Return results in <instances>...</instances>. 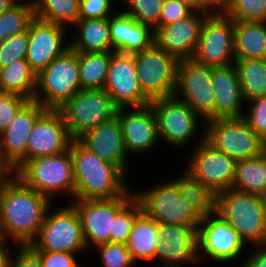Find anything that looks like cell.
Returning a JSON list of instances; mask_svg holds the SVG:
<instances>
[{
    "instance_id": "obj_3",
    "label": "cell",
    "mask_w": 266,
    "mask_h": 267,
    "mask_svg": "<svg viewBox=\"0 0 266 267\" xmlns=\"http://www.w3.org/2000/svg\"><path fill=\"white\" fill-rule=\"evenodd\" d=\"M15 175L29 188L46 196L51 202L64 194L73 201L75 181L70 149L55 155L42 156L26 161ZM57 193V194H56Z\"/></svg>"
},
{
    "instance_id": "obj_43",
    "label": "cell",
    "mask_w": 266,
    "mask_h": 267,
    "mask_svg": "<svg viewBox=\"0 0 266 267\" xmlns=\"http://www.w3.org/2000/svg\"><path fill=\"white\" fill-rule=\"evenodd\" d=\"M28 101L17 94L0 93V134Z\"/></svg>"
},
{
    "instance_id": "obj_45",
    "label": "cell",
    "mask_w": 266,
    "mask_h": 267,
    "mask_svg": "<svg viewBox=\"0 0 266 267\" xmlns=\"http://www.w3.org/2000/svg\"><path fill=\"white\" fill-rule=\"evenodd\" d=\"M194 12L181 0L164 1L159 18V26H166L185 19Z\"/></svg>"
},
{
    "instance_id": "obj_28",
    "label": "cell",
    "mask_w": 266,
    "mask_h": 267,
    "mask_svg": "<svg viewBox=\"0 0 266 267\" xmlns=\"http://www.w3.org/2000/svg\"><path fill=\"white\" fill-rule=\"evenodd\" d=\"M235 59H266V22L234 21Z\"/></svg>"
},
{
    "instance_id": "obj_6",
    "label": "cell",
    "mask_w": 266,
    "mask_h": 267,
    "mask_svg": "<svg viewBox=\"0 0 266 267\" xmlns=\"http://www.w3.org/2000/svg\"><path fill=\"white\" fill-rule=\"evenodd\" d=\"M66 205V206H65ZM50 206L37 238L30 244L36 251L84 253L88 251L79 214L69 203ZM52 211V212H51Z\"/></svg>"
},
{
    "instance_id": "obj_52",
    "label": "cell",
    "mask_w": 266,
    "mask_h": 267,
    "mask_svg": "<svg viewBox=\"0 0 266 267\" xmlns=\"http://www.w3.org/2000/svg\"><path fill=\"white\" fill-rule=\"evenodd\" d=\"M7 246H10V245H8V240L6 238V235L3 229V218H2V211H1V206H0V248L7 247Z\"/></svg>"
},
{
    "instance_id": "obj_56",
    "label": "cell",
    "mask_w": 266,
    "mask_h": 267,
    "mask_svg": "<svg viewBox=\"0 0 266 267\" xmlns=\"http://www.w3.org/2000/svg\"><path fill=\"white\" fill-rule=\"evenodd\" d=\"M263 155L266 157V140L264 141L263 145Z\"/></svg>"
},
{
    "instance_id": "obj_9",
    "label": "cell",
    "mask_w": 266,
    "mask_h": 267,
    "mask_svg": "<svg viewBox=\"0 0 266 267\" xmlns=\"http://www.w3.org/2000/svg\"><path fill=\"white\" fill-rule=\"evenodd\" d=\"M142 211L157 223L175 224L198 228L202 217L182 197L178 187L171 181H160L153 187L134 192Z\"/></svg>"
},
{
    "instance_id": "obj_18",
    "label": "cell",
    "mask_w": 266,
    "mask_h": 267,
    "mask_svg": "<svg viewBox=\"0 0 266 267\" xmlns=\"http://www.w3.org/2000/svg\"><path fill=\"white\" fill-rule=\"evenodd\" d=\"M74 139L58 109H46L36 120L27 140L26 161L70 149Z\"/></svg>"
},
{
    "instance_id": "obj_21",
    "label": "cell",
    "mask_w": 266,
    "mask_h": 267,
    "mask_svg": "<svg viewBox=\"0 0 266 267\" xmlns=\"http://www.w3.org/2000/svg\"><path fill=\"white\" fill-rule=\"evenodd\" d=\"M197 229L191 226L158 223L159 242L155 260L163 264L157 267H183L198 263Z\"/></svg>"
},
{
    "instance_id": "obj_26",
    "label": "cell",
    "mask_w": 266,
    "mask_h": 267,
    "mask_svg": "<svg viewBox=\"0 0 266 267\" xmlns=\"http://www.w3.org/2000/svg\"><path fill=\"white\" fill-rule=\"evenodd\" d=\"M109 18L110 37L114 52L133 54L149 48L154 43V31L140 24L122 11Z\"/></svg>"
},
{
    "instance_id": "obj_41",
    "label": "cell",
    "mask_w": 266,
    "mask_h": 267,
    "mask_svg": "<svg viewBox=\"0 0 266 267\" xmlns=\"http://www.w3.org/2000/svg\"><path fill=\"white\" fill-rule=\"evenodd\" d=\"M28 49V31L9 37L0 42V68L10 63L26 59Z\"/></svg>"
},
{
    "instance_id": "obj_7",
    "label": "cell",
    "mask_w": 266,
    "mask_h": 267,
    "mask_svg": "<svg viewBox=\"0 0 266 267\" xmlns=\"http://www.w3.org/2000/svg\"><path fill=\"white\" fill-rule=\"evenodd\" d=\"M80 89L78 52L68 48L37 74L33 100L46 109H59Z\"/></svg>"
},
{
    "instance_id": "obj_34",
    "label": "cell",
    "mask_w": 266,
    "mask_h": 267,
    "mask_svg": "<svg viewBox=\"0 0 266 267\" xmlns=\"http://www.w3.org/2000/svg\"><path fill=\"white\" fill-rule=\"evenodd\" d=\"M115 52H78L81 89H103Z\"/></svg>"
},
{
    "instance_id": "obj_32",
    "label": "cell",
    "mask_w": 266,
    "mask_h": 267,
    "mask_svg": "<svg viewBox=\"0 0 266 267\" xmlns=\"http://www.w3.org/2000/svg\"><path fill=\"white\" fill-rule=\"evenodd\" d=\"M245 102L266 96V59H235Z\"/></svg>"
},
{
    "instance_id": "obj_29",
    "label": "cell",
    "mask_w": 266,
    "mask_h": 267,
    "mask_svg": "<svg viewBox=\"0 0 266 267\" xmlns=\"http://www.w3.org/2000/svg\"><path fill=\"white\" fill-rule=\"evenodd\" d=\"M157 233L158 223L142 211L137 216L126 242V247L136 264L140 262L138 260L147 263L155 261L156 246L160 241Z\"/></svg>"
},
{
    "instance_id": "obj_15",
    "label": "cell",
    "mask_w": 266,
    "mask_h": 267,
    "mask_svg": "<svg viewBox=\"0 0 266 267\" xmlns=\"http://www.w3.org/2000/svg\"><path fill=\"white\" fill-rule=\"evenodd\" d=\"M192 59L209 67L234 64V21L226 15H209Z\"/></svg>"
},
{
    "instance_id": "obj_53",
    "label": "cell",
    "mask_w": 266,
    "mask_h": 267,
    "mask_svg": "<svg viewBox=\"0 0 266 267\" xmlns=\"http://www.w3.org/2000/svg\"><path fill=\"white\" fill-rule=\"evenodd\" d=\"M20 0H0V15L5 11L11 9Z\"/></svg>"
},
{
    "instance_id": "obj_44",
    "label": "cell",
    "mask_w": 266,
    "mask_h": 267,
    "mask_svg": "<svg viewBox=\"0 0 266 267\" xmlns=\"http://www.w3.org/2000/svg\"><path fill=\"white\" fill-rule=\"evenodd\" d=\"M112 3L115 2L112 0H80L78 19L110 18L115 13Z\"/></svg>"
},
{
    "instance_id": "obj_24",
    "label": "cell",
    "mask_w": 266,
    "mask_h": 267,
    "mask_svg": "<svg viewBox=\"0 0 266 267\" xmlns=\"http://www.w3.org/2000/svg\"><path fill=\"white\" fill-rule=\"evenodd\" d=\"M84 148L99 158L116 165L126 176L129 173L121 123L116 116L112 120L84 132L76 139Z\"/></svg>"
},
{
    "instance_id": "obj_39",
    "label": "cell",
    "mask_w": 266,
    "mask_h": 267,
    "mask_svg": "<svg viewBox=\"0 0 266 267\" xmlns=\"http://www.w3.org/2000/svg\"><path fill=\"white\" fill-rule=\"evenodd\" d=\"M226 16L233 21L266 22V0H233Z\"/></svg>"
},
{
    "instance_id": "obj_20",
    "label": "cell",
    "mask_w": 266,
    "mask_h": 267,
    "mask_svg": "<svg viewBox=\"0 0 266 267\" xmlns=\"http://www.w3.org/2000/svg\"><path fill=\"white\" fill-rule=\"evenodd\" d=\"M117 117L121 123L128 156L148 153L160 142L157 120L150 104L119 108Z\"/></svg>"
},
{
    "instance_id": "obj_33",
    "label": "cell",
    "mask_w": 266,
    "mask_h": 267,
    "mask_svg": "<svg viewBox=\"0 0 266 267\" xmlns=\"http://www.w3.org/2000/svg\"><path fill=\"white\" fill-rule=\"evenodd\" d=\"M232 189L256 195L266 192V157L263 154L236 162Z\"/></svg>"
},
{
    "instance_id": "obj_31",
    "label": "cell",
    "mask_w": 266,
    "mask_h": 267,
    "mask_svg": "<svg viewBox=\"0 0 266 267\" xmlns=\"http://www.w3.org/2000/svg\"><path fill=\"white\" fill-rule=\"evenodd\" d=\"M181 171L179 177L171 178L180 195L186 197V201L202 218L216 213L217 195L185 170Z\"/></svg>"
},
{
    "instance_id": "obj_14",
    "label": "cell",
    "mask_w": 266,
    "mask_h": 267,
    "mask_svg": "<svg viewBox=\"0 0 266 267\" xmlns=\"http://www.w3.org/2000/svg\"><path fill=\"white\" fill-rule=\"evenodd\" d=\"M197 241L198 261L200 258L211 259L220 264L237 260L247 245L238 232L217 213L202 219L197 229Z\"/></svg>"
},
{
    "instance_id": "obj_42",
    "label": "cell",
    "mask_w": 266,
    "mask_h": 267,
    "mask_svg": "<svg viewBox=\"0 0 266 267\" xmlns=\"http://www.w3.org/2000/svg\"><path fill=\"white\" fill-rule=\"evenodd\" d=\"M244 119L264 141L266 140V96L246 102ZM249 105V106H248ZM249 107V108H248Z\"/></svg>"
},
{
    "instance_id": "obj_40",
    "label": "cell",
    "mask_w": 266,
    "mask_h": 267,
    "mask_svg": "<svg viewBox=\"0 0 266 267\" xmlns=\"http://www.w3.org/2000/svg\"><path fill=\"white\" fill-rule=\"evenodd\" d=\"M97 254L101 257L100 263L103 267H133L136 263L131 257L126 244L121 243H104L97 245Z\"/></svg>"
},
{
    "instance_id": "obj_11",
    "label": "cell",
    "mask_w": 266,
    "mask_h": 267,
    "mask_svg": "<svg viewBox=\"0 0 266 267\" xmlns=\"http://www.w3.org/2000/svg\"><path fill=\"white\" fill-rule=\"evenodd\" d=\"M132 55L144 96L150 102L172 97L176 86L179 60L154 43L149 48Z\"/></svg>"
},
{
    "instance_id": "obj_13",
    "label": "cell",
    "mask_w": 266,
    "mask_h": 267,
    "mask_svg": "<svg viewBox=\"0 0 266 267\" xmlns=\"http://www.w3.org/2000/svg\"><path fill=\"white\" fill-rule=\"evenodd\" d=\"M188 158L183 169L216 195L232 188L236 161L205 139L192 147Z\"/></svg>"
},
{
    "instance_id": "obj_38",
    "label": "cell",
    "mask_w": 266,
    "mask_h": 267,
    "mask_svg": "<svg viewBox=\"0 0 266 267\" xmlns=\"http://www.w3.org/2000/svg\"><path fill=\"white\" fill-rule=\"evenodd\" d=\"M142 212L140 201L133 196L116 214L110 242L126 244L137 216Z\"/></svg>"
},
{
    "instance_id": "obj_25",
    "label": "cell",
    "mask_w": 266,
    "mask_h": 267,
    "mask_svg": "<svg viewBox=\"0 0 266 267\" xmlns=\"http://www.w3.org/2000/svg\"><path fill=\"white\" fill-rule=\"evenodd\" d=\"M211 81L216 95L215 119L244 117L246 102L234 64L212 67Z\"/></svg>"
},
{
    "instance_id": "obj_27",
    "label": "cell",
    "mask_w": 266,
    "mask_h": 267,
    "mask_svg": "<svg viewBox=\"0 0 266 267\" xmlns=\"http://www.w3.org/2000/svg\"><path fill=\"white\" fill-rule=\"evenodd\" d=\"M75 33L70 48L75 52H114L109 18L78 19L72 26ZM79 29V30H78Z\"/></svg>"
},
{
    "instance_id": "obj_48",
    "label": "cell",
    "mask_w": 266,
    "mask_h": 267,
    "mask_svg": "<svg viewBox=\"0 0 266 267\" xmlns=\"http://www.w3.org/2000/svg\"><path fill=\"white\" fill-rule=\"evenodd\" d=\"M233 0H202V13L208 15H226Z\"/></svg>"
},
{
    "instance_id": "obj_35",
    "label": "cell",
    "mask_w": 266,
    "mask_h": 267,
    "mask_svg": "<svg viewBox=\"0 0 266 267\" xmlns=\"http://www.w3.org/2000/svg\"><path fill=\"white\" fill-rule=\"evenodd\" d=\"M36 18L70 28L79 17L80 0H33Z\"/></svg>"
},
{
    "instance_id": "obj_46",
    "label": "cell",
    "mask_w": 266,
    "mask_h": 267,
    "mask_svg": "<svg viewBox=\"0 0 266 267\" xmlns=\"http://www.w3.org/2000/svg\"><path fill=\"white\" fill-rule=\"evenodd\" d=\"M15 251L11 250L10 267H42L40 254L31 245H17Z\"/></svg>"
},
{
    "instance_id": "obj_5",
    "label": "cell",
    "mask_w": 266,
    "mask_h": 267,
    "mask_svg": "<svg viewBox=\"0 0 266 267\" xmlns=\"http://www.w3.org/2000/svg\"><path fill=\"white\" fill-rule=\"evenodd\" d=\"M149 104L157 120L160 141L164 140L170 147L181 149L187 148L189 142L193 143L192 140L194 137L196 140L198 135L196 144L204 139L205 121L185 102L172 96Z\"/></svg>"
},
{
    "instance_id": "obj_16",
    "label": "cell",
    "mask_w": 266,
    "mask_h": 267,
    "mask_svg": "<svg viewBox=\"0 0 266 267\" xmlns=\"http://www.w3.org/2000/svg\"><path fill=\"white\" fill-rule=\"evenodd\" d=\"M133 196L122 195L112 199L70 201L79 214L88 250L91 246L93 248L110 242L115 216Z\"/></svg>"
},
{
    "instance_id": "obj_30",
    "label": "cell",
    "mask_w": 266,
    "mask_h": 267,
    "mask_svg": "<svg viewBox=\"0 0 266 267\" xmlns=\"http://www.w3.org/2000/svg\"><path fill=\"white\" fill-rule=\"evenodd\" d=\"M37 73L26 59L17 60L0 68V93L20 95L29 101L34 99Z\"/></svg>"
},
{
    "instance_id": "obj_54",
    "label": "cell",
    "mask_w": 266,
    "mask_h": 267,
    "mask_svg": "<svg viewBox=\"0 0 266 267\" xmlns=\"http://www.w3.org/2000/svg\"><path fill=\"white\" fill-rule=\"evenodd\" d=\"M194 11L202 12V0H181Z\"/></svg>"
},
{
    "instance_id": "obj_10",
    "label": "cell",
    "mask_w": 266,
    "mask_h": 267,
    "mask_svg": "<svg viewBox=\"0 0 266 267\" xmlns=\"http://www.w3.org/2000/svg\"><path fill=\"white\" fill-rule=\"evenodd\" d=\"M204 125V139L236 162L263 154L264 140L243 117L206 120Z\"/></svg>"
},
{
    "instance_id": "obj_51",
    "label": "cell",
    "mask_w": 266,
    "mask_h": 267,
    "mask_svg": "<svg viewBox=\"0 0 266 267\" xmlns=\"http://www.w3.org/2000/svg\"><path fill=\"white\" fill-rule=\"evenodd\" d=\"M11 246L0 248V267H10Z\"/></svg>"
},
{
    "instance_id": "obj_22",
    "label": "cell",
    "mask_w": 266,
    "mask_h": 267,
    "mask_svg": "<svg viewBox=\"0 0 266 267\" xmlns=\"http://www.w3.org/2000/svg\"><path fill=\"white\" fill-rule=\"evenodd\" d=\"M209 15L194 11L185 19L154 30V44L178 60L192 59L206 18Z\"/></svg>"
},
{
    "instance_id": "obj_36",
    "label": "cell",
    "mask_w": 266,
    "mask_h": 267,
    "mask_svg": "<svg viewBox=\"0 0 266 267\" xmlns=\"http://www.w3.org/2000/svg\"><path fill=\"white\" fill-rule=\"evenodd\" d=\"M23 1V2H22ZM36 13L33 0H20L11 9L0 15V42L28 31Z\"/></svg>"
},
{
    "instance_id": "obj_23",
    "label": "cell",
    "mask_w": 266,
    "mask_h": 267,
    "mask_svg": "<svg viewBox=\"0 0 266 267\" xmlns=\"http://www.w3.org/2000/svg\"><path fill=\"white\" fill-rule=\"evenodd\" d=\"M46 110L28 101L0 134V154L16 172L26 162L27 140L38 117Z\"/></svg>"
},
{
    "instance_id": "obj_55",
    "label": "cell",
    "mask_w": 266,
    "mask_h": 267,
    "mask_svg": "<svg viewBox=\"0 0 266 267\" xmlns=\"http://www.w3.org/2000/svg\"><path fill=\"white\" fill-rule=\"evenodd\" d=\"M261 201H262V206H263V210H264V214H265V218H266V192L262 195H260Z\"/></svg>"
},
{
    "instance_id": "obj_47",
    "label": "cell",
    "mask_w": 266,
    "mask_h": 267,
    "mask_svg": "<svg viewBox=\"0 0 266 267\" xmlns=\"http://www.w3.org/2000/svg\"><path fill=\"white\" fill-rule=\"evenodd\" d=\"M40 254L42 267H82L78 256L69 252L37 251ZM76 258V259H75Z\"/></svg>"
},
{
    "instance_id": "obj_4",
    "label": "cell",
    "mask_w": 266,
    "mask_h": 267,
    "mask_svg": "<svg viewBox=\"0 0 266 267\" xmlns=\"http://www.w3.org/2000/svg\"><path fill=\"white\" fill-rule=\"evenodd\" d=\"M216 213L251 246L266 245V218L260 195L229 189L217 194Z\"/></svg>"
},
{
    "instance_id": "obj_17",
    "label": "cell",
    "mask_w": 266,
    "mask_h": 267,
    "mask_svg": "<svg viewBox=\"0 0 266 267\" xmlns=\"http://www.w3.org/2000/svg\"><path fill=\"white\" fill-rule=\"evenodd\" d=\"M119 107H142L150 103L138 81L134 56L115 52L111 56L103 88Z\"/></svg>"
},
{
    "instance_id": "obj_1",
    "label": "cell",
    "mask_w": 266,
    "mask_h": 267,
    "mask_svg": "<svg viewBox=\"0 0 266 267\" xmlns=\"http://www.w3.org/2000/svg\"><path fill=\"white\" fill-rule=\"evenodd\" d=\"M53 203L15 175L0 190L3 229L8 242L11 240L16 246L30 245L37 238L48 208L55 205Z\"/></svg>"
},
{
    "instance_id": "obj_37",
    "label": "cell",
    "mask_w": 266,
    "mask_h": 267,
    "mask_svg": "<svg viewBox=\"0 0 266 267\" xmlns=\"http://www.w3.org/2000/svg\"><path fill=\"white\" fill-rule=\"evenodd\" d=\"M123 12L131 16L140 24L149 26L153 31L159 26L163 0H121Z\"/></svg>"
},
{
    "instance_id": "obj_12",
    "label": "cell",
    "mask_w": 266,
    "mask_h": 267,
    "mask_svg": "<svg viewBox=\"0 0 266 267\" xmlns=\"http://www.w3.org/2000/svg\"><path fill=\"white\" fill-rule=\"evenodd\" d=\"M212 67L193 59H181L177 65L173 96L189 105L204 121L215 119V89Z\"/></svg>"
},
{
    "instance_id": "obj_8",
    "label": "cell",
    "mask_w": 266,
    "mask_h": 267,
    "mask_svg": "<svg viewBox=\"0 0 266 267\" xmlns=\"http://www.w3.org/2000/svg\"><path fill=\"white\" fill-rule=\"evenodd\" d=\"M119 107L104 89H80L58 110L72 138L108 122L117 116Z\"/></svg>"
},
{
    "instance_id": "obj_49",
    "label": "cell",
    "mask_w": 266,
    "mask_h": 267,
    "mask_svg": "<svg viewBox=\"0 0 266 267\" xmlns=\"http://www.w3.org/2000/svg\"><path fill=\"white\" fill-rule=\"evenodd\" d=\"M256 248V249H255ZM254 251L238 267H266V245L254 246Z\"/></svg>"
},
{
    "instance_id": "obj_19",
    "label": "cell",
    "mask_w": 266,
    "mask_h": 267,
    "mask_svg": "<svg viewBox=\"0 0 266 267\" xmlns=\"http://www.w3.org/2000/svg\"><path fill=\"white\" fill-rule=\"evenodd\" d=\"M67 29L36 17L30 23L26 61L37 74L70 48Z\"/></svg>"
},
{
    "instance_id": "obj_50",
    "label": "cell",
    "mask_w": 266,
    "mask_h": 267,
    "mask_svg": "<svg viewBox=\"0 0 266 267\" xmlns=\"http://www.w3.org/2000/svg\"><path fill=\"white\" fill-rule=\"evenodd\" d=\"M15 176L14 169L0 154V190Z\"/></svg>"
},
{
    "instance_id": "obj_2",
    "label": "cell",
    "mask_w": 266,
    "mask_h": 267,
    "mask_svg": "<svg viewBox=\"0 0 266 267\" xmlns=\"http://www.w3.org/2000/svg\"><path fill=\"white\" fill-rule=\"evenodd\" d=\"M75 181L74 200L112 199L134 195L127 176L116 166L84 148L77 140L70 146Z\"/></svg>"
}]
</instances>
